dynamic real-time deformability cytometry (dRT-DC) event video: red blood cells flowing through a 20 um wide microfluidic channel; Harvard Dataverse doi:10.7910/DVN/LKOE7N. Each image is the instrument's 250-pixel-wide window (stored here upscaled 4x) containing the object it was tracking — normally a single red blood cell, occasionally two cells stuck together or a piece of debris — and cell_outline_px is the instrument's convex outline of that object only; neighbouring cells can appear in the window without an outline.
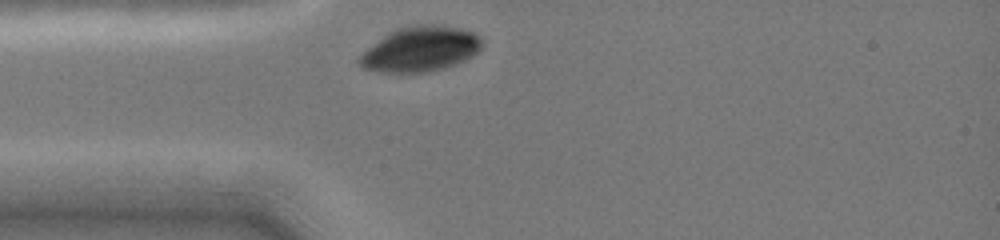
{"species": "common noctule bat (a hibernating species)", "species_latin": "Nyctalus noctula", "temperature_condition": "cold", "stored_images_in_passage": 1, "camera_frame_rate_fps": 3000, "um_per_image_px": 0.085, "animal": {"sex": "female", "body_mass_g": 19.0, "forearm_length_mm": 51.5}, "frame": {"image": 1, "passage_image": 1, "time_ms": 0.0, "image_size_px": [1000, 240], "cell_outline_px": [[484, 40], [480, 48], [472, 56], [456, 64], [424, 72], [380, 72], [364, 68], [356, 60], [368, 48], [388, 32], [396, 28], [420, 24], [432, 24], [456, 28], [476, 32]], "centroid_in_image_um": [35.74, 4.16], "position_along_channel_um": 49.3, "area_um2": 31.91}}